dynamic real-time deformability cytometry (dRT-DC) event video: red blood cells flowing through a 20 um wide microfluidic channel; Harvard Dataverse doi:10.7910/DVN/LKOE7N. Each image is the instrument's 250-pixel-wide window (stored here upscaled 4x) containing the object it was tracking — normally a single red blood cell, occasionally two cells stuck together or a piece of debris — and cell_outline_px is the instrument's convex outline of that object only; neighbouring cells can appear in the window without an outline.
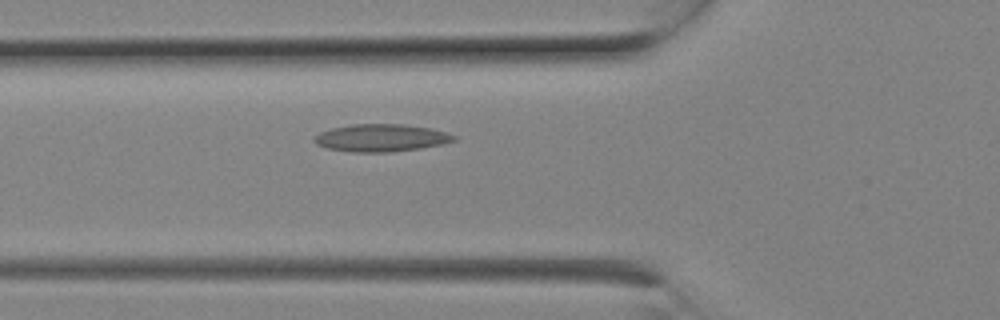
{"species": "Egyptian fruit bat (a non-hibernating species)", "species_latin": "Rousettus aegyptiacus", "temperature_condition": "room temperature", "stored_images_in_passage": 6, "camera_frame_rate_fps": 3000, "um_per_image_px": 0.085, "animal": {"sex": "female"}, "frame": {"image": 1, "passage_image": 6, "time_ms": 1.667, "image_size_px": [1000, 320], "cell_outline_px": [[456, 140], [444, 144], [420, 148], [392, 152], [352, 152], [324, 148], [316, 144], [312, 140], [312, 136], [320, 132], [332, 128], [352, 124], [404, 124], [428, 128], [444, 132], [456, 136]], "centroid_in_image_um": [32.34, 11.72], "position_along_channel_um": 93.5, "area_um2": 22.48}}